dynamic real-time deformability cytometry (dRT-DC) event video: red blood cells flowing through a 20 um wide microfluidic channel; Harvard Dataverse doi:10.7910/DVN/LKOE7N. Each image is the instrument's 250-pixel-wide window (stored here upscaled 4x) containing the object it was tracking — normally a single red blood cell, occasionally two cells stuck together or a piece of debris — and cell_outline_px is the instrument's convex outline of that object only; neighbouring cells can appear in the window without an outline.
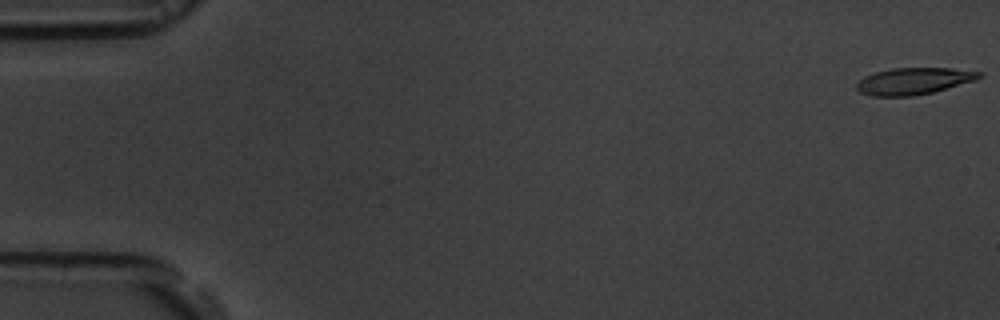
{"species": "common noctule bat (a hibernating species)", "species_latin": "Nyctalus noctula", "temperature_condition": "room temperature", "stored_images_in_passage": 5, "camera_frame_rate_fps": 3000, "um_per_image_px": 0.085, "animal": {"sex": "male", "body_mass_g": 19.5, "forearm_length_mm": 54.6}, "frame": {"image": 1, "passage_image": 1, "time_ms": 0.0, "image_size_px": [1000, 320], "cell_outline_px": [[984, 76], [976, 80], [932, 92], [912, 96], [872, 96], [860, 92], [856, 88], [856, 84], [864, 76], [872, 72], [892, 68], [952, 68], [984, 72]], "centroid_in_image_um": [77.68, 6.88], "position_along_channel_um": 7.3, "area_um2": 19.25}}
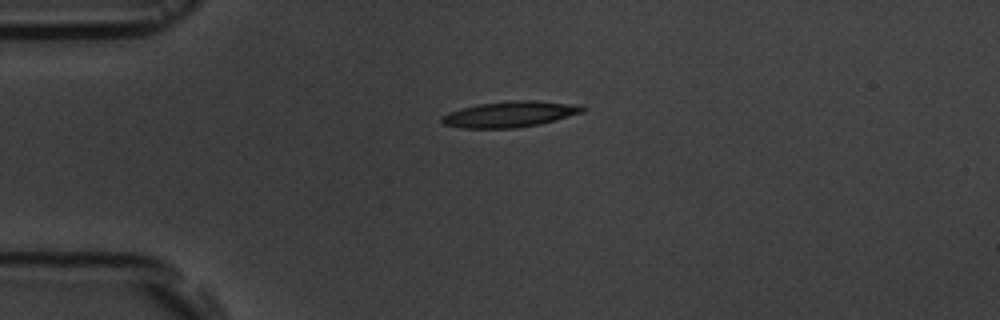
{"frame": {"image": 2, "passage_image": 5, "time_ms": 4.333, "image_size_px": [1000, 320], "cell_outline_px": [[584, 112], [540, 124], [516, 128], [460, 128], [444, 124], [440, 120], [440, 116], [448, 112], [460, 108], [480, 104], [508, 100], [532, 100], [580, 104], [584, 108]], "centroid_in_image_um": [43.32, 9.7], "position_along_channel_um": 41.7, "area_um2": 21.39}}